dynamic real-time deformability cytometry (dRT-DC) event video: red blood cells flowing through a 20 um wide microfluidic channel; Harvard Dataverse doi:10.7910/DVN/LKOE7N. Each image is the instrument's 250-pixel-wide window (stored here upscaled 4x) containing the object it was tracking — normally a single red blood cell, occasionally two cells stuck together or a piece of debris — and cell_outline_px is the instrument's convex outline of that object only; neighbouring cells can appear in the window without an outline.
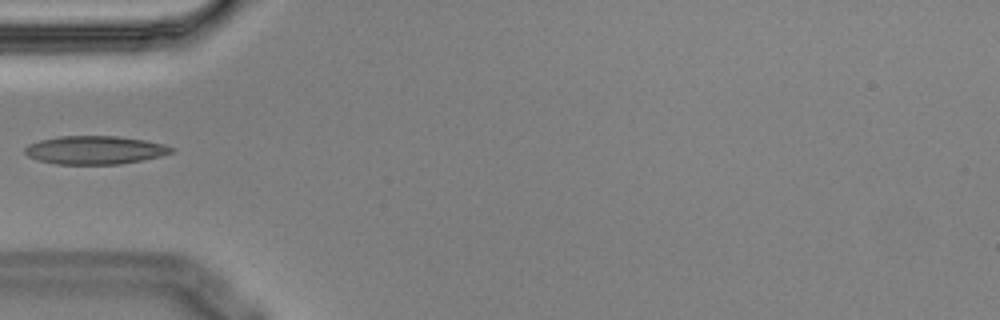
{"species": "Egyptian fruit bat (a non-hibernating species)", "species_latin": "Rousettus aegyptiacus", "temperature_condition": "cold", "stored_images_in_passage": 6, "camera_frame_rate_fps": 3000, "um_per_image_px": 0.085, "animal": {"sex": "male"}, "frame": {"image": 1, "passage_image": 6, "time_ms": 1.667, "image_size_px": [1000, 320], "cell_outline_px": [[176, 148], [172, 152], [160, 156], [120, 164], [56, 164], [36, 160], [28, 156], [24, 152], [24, 148], [28, 144], [40, 140], [60, 136], [116, 136], [144, 140], [164, 144]], "centroid_in_image_um": [8.04, 12.75], "position_along_channel_um": 77.0, "area_um2": 24.16}}